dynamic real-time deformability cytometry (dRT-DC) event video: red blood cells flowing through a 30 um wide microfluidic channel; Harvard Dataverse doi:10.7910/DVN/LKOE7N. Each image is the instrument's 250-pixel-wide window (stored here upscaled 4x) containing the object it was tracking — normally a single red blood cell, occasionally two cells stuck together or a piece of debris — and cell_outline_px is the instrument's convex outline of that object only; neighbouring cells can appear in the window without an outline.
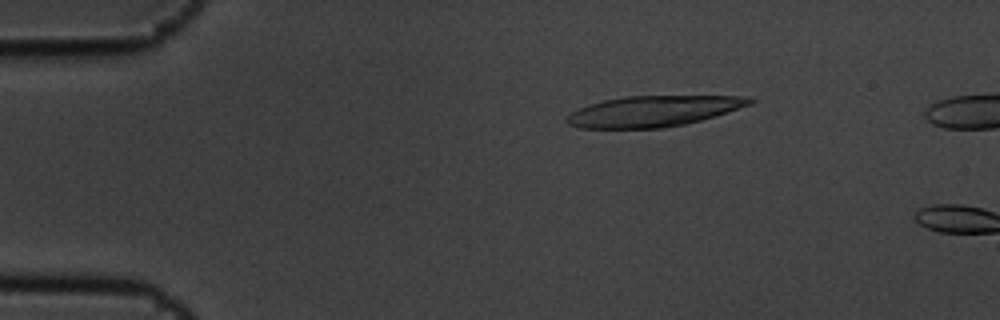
{"species": "common noctule bat (a hibernating species)", "species_latin": "Nyctalus noctula", "temperature_condition": "cold", "stored_images_in_passage": 2, "camera_frame_rate_fps": 3000, "um_per_image_px": 0.085, "animal": {"sex": "male", "body_mass_g": 19.5, "forearm_length_mm": 54.6}, "frame": {"image": 1, "passage_image": 1, "time_ms": 0.0, "image_size_px": [1000, 320], "cell_outline_px": [[756, 100], [752, 104], [716, 116], [684, 124], [664, 128], [580, 128], [568, 124], [564, 120], [572, 112], [588, 104], [604, 100], [624, 96], [740, 96]], "centroid_in_image_um": [55.52, 9.45], "position_along_channel_um": 29.5, "area_um2": 32.71}}